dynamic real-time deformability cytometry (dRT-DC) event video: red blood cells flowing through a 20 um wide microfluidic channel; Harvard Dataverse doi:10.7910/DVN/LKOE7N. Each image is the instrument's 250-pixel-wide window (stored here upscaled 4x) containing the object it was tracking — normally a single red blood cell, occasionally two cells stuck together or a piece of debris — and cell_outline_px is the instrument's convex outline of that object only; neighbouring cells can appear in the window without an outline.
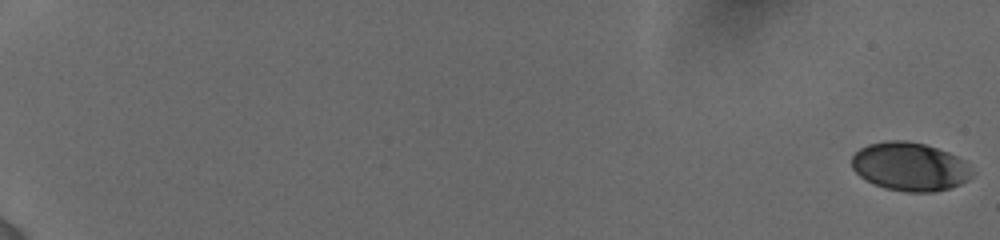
{"species": "human", "species_latin": "Homo sapiens", "temperature_condition": "cold", "stored_images_in_passage": 48, "camera_frame_rate_fps": 3000, "um_per_image_px": 0.085, "donor": {"sex": "female"}, "frame": {"image": 1, "passage_image": 1, "time_ms": 0.0, "image_size_px": [1000, 240], "cell_outline_px": [[976, 172], [968, 180], [952, 188], [932, 192], [904, 192], [884, 188], [860, 176], [852, 168], [852, 156], [860, 148], [868, 144], [888, 140], [904, 140], [924, 144], [948, 152], [964, 160]], "centroid_in_image_um": [77.37, 14.17], "position_along_channel_um": 7.6, "area_um2": 34.16}}
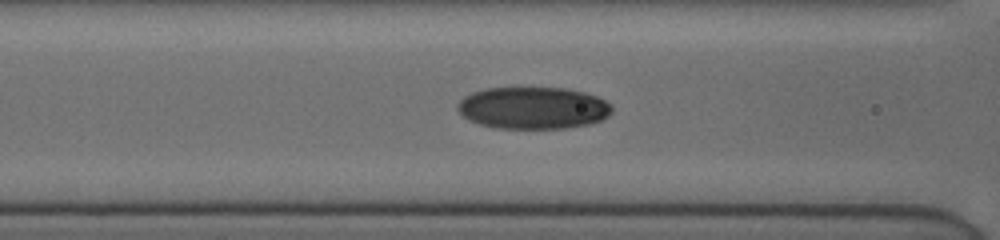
{"frame": {"image": 2, "passage_image": 27, "time_ms": 9.0, "image_size_px": [1000, 240], "cell_outline_px": [[612, 112], [608, 116], [600, 120], [588, 124], [564, 128], [496, 128], [480, 124], [464, 116], [456, 108], [456, 104], [464, 96], [472, 92], [484, 88], [564, 88], [584, 92], [596, 96], [604, 100], [612, 108]], "centroid_in_image_um": [45.29, 9.17], "position_along_channel_um": 121.3, "area_um2": 37.63}}
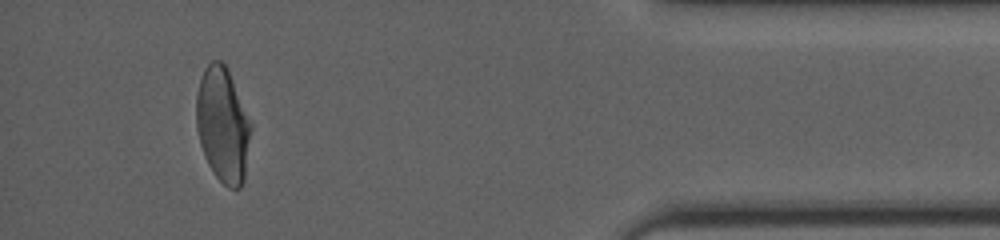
{"frame": {"image": 3, "passage_image": 46, "time_ms": 17.667, "image_size_px": [1000, 240], "cell_outline_px": [[252, 128], [244, 180], [240, 188], [228, 188], [216, 176], [208, 164], [204, 156], [200, 144], [196, 128], [196, 92], [204, 68], [212, 60], [220, 60], [228, 68], [252, 120]], "centroid_in_image_um": [18.95, 10.58], "position_along_channel_um": 416.2, "area_um2": 37.22}, "authors_computed_cell_mechanics": {"area_um2": 35.7204, "velocity_mm_per_s": 3.8706, "shape_relaxation_time_tau1_ms": 7.4746, "shape_relaxation_time_tau2_ms": 1.6799, "deformation_change_tau1": 0.2068, "deformation_change_tau2": 0.0492}}